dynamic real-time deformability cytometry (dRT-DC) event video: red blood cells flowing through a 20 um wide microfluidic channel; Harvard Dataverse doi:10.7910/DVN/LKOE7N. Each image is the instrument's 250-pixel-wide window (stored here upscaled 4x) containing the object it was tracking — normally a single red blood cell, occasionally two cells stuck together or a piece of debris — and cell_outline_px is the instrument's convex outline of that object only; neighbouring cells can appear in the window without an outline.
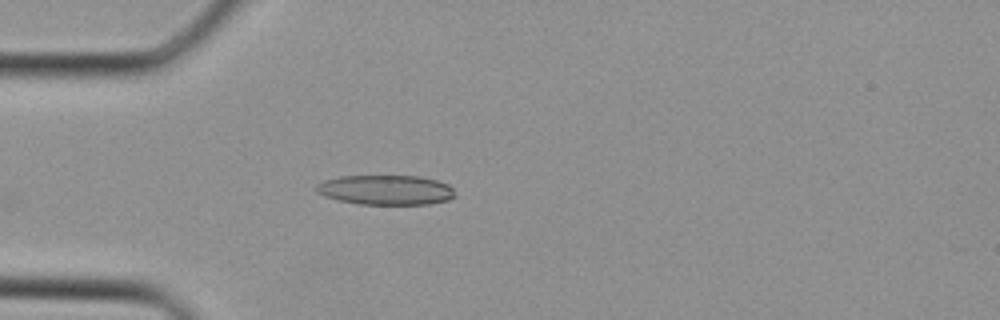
{"species": "Egyptian fruit bat (a non-hibernating species)", "species_latin": "Rousettus aegyptiacus", "temperature_condition": "cold", "stored_images_in_passage": 21, "camera_frame_rate_fps": 3000, "um_per_image_px": 0.085, "animal": {"sex": "female"}, "frame": {"image": 1, "passage_image": 1, "time_ms": 0.0, "image_size_px": [1000, 320], "cell_outline_px": [[456, 196], [448, 200], [428, 204], [360, 204], [340, 200], [324, 196], [316, 192], [312, 188], [316, 184], [324, 180], [340, 176], [416, 176], [436, 180], [448, 184], [452, 188]], "centroid_in_image_um": [32.76, 16.14], "position_along_channel_um": 52.2, "area_um2": 24.1}}
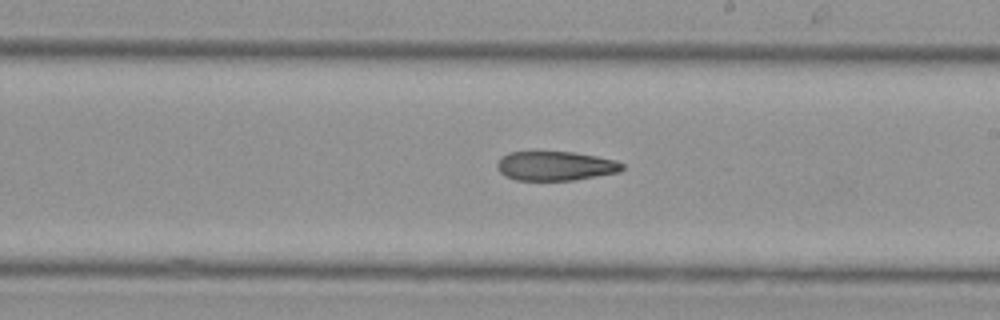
{"frame": {"image": 2, "passage_image": 12, "time_ms": 3.667, "image_size_px": [1000, 320], "cell_outline_px": [[624, 168], [620, 172], [572, 180], [516, 180], [504, 176], [496, 168], [496, 164], [500, 156], [508, 152], [532, 148], [572, 152], [596, 156], [616, 160], [624, 164]], "centroid_in_image_um": [47.12, 14.05], "position_along_channel_um": 241.9, "area_um2": 22.37}}
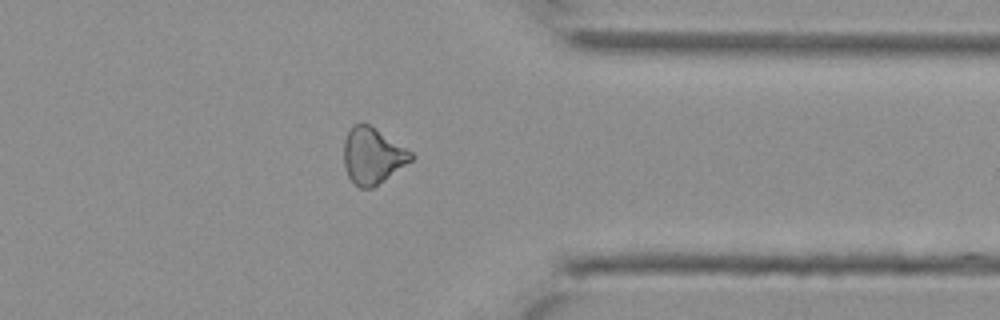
{"frame": {"image": 3, "passage_image": 20, "time_ms": 6.333, "image_size_px": [1000, 320], "cell_outline_px": [[416, 156], [412, 160], [384, 180], [372, 188], [360, 188], [348, 176], [344, 168], [344, 140], [348, 132], [356, 124], [368, 124], [412, 152]], "centroid_in_image_um": [31.66, 13.26], "position_along_channel_um": 379.7, "area_um2": 21.56}}